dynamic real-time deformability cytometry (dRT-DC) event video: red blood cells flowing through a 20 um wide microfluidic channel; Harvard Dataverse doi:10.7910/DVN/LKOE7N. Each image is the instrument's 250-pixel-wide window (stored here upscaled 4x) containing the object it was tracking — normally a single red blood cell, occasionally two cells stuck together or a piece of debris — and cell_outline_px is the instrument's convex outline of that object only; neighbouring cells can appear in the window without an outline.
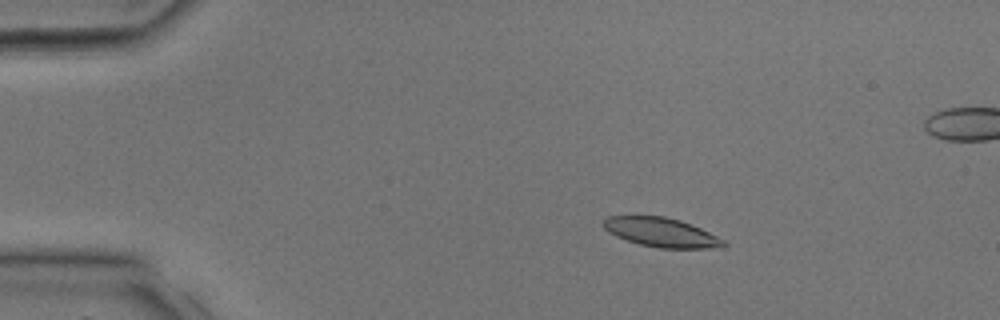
{"species": "common noctule bat (a hibernating species)", "species_latin": "Nyctalus noctula", "temperature_condition": "room temperature", "stored_images_in_passage": 35, "segment_of_instrument_passage": [1, 2], "camera_frame_rate_fps": 3000, "um_per_image_px": 0.085, "animal": {"sex": "male", "body_mass_g": 17.9, "forearm_length_mm": 54.2}, "frame": {"image": 1, "passage_image": 6, "time_ms": 1.667, "image_size_px": [1000, 320], "cell_outline_px": [[728, 244], [724, 248], [660, 248], [640, 244], [616, 236], [608, 232], [600, 224], [608, 216], [664, 216], [680, 220], [692, 224], [724, 240]], "centroid_in_image_um": [56.22, 19.75], "position_along_channel_um": 28.8, "area_um2": 20.46}}
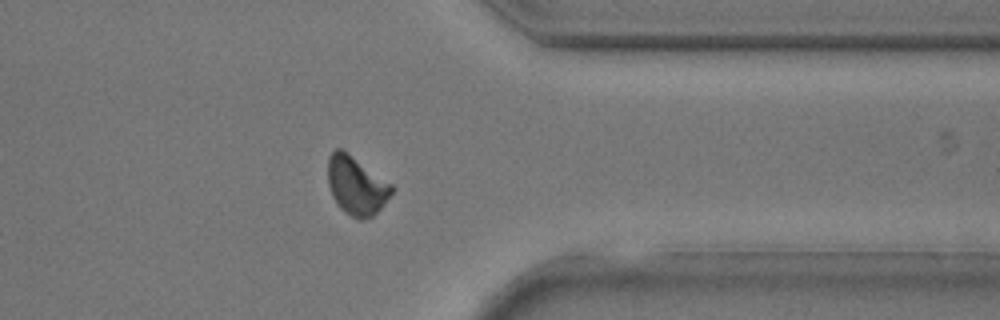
{"frame": {"image": 2, "passage_image": 27, "time_ms": 8.667, "image_size_px": [1000, 320], "cell_outline_px": [[396, 188], [384, 204], [372, 216], [360, 220], [344, 212], [336, 204], [332, 196], [328, 184], [328, 156], [336, 148], [340, 148], [392, 184]], "centroid_in_image_um": [30.28, 15.79], "position_along_channel_um": 381.1, "area_um2": 21.56}}
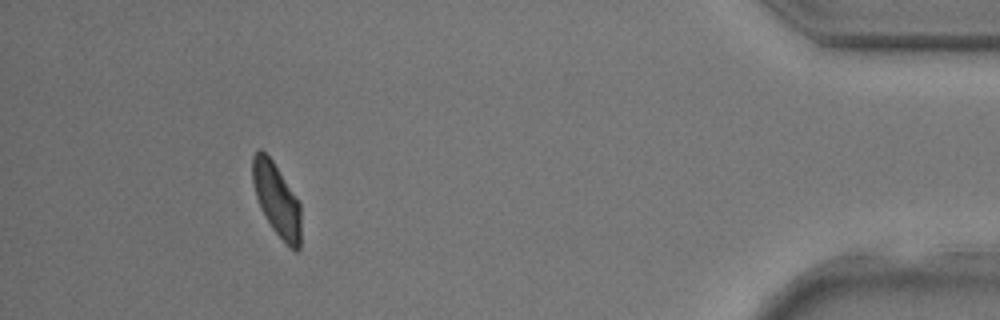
{"frame": {"image": 3, "passage_image": 31, "time_ms": 10.0, "image_size_px": [1000, 320], "cell_outline_px": [[300, 248], [296, 252], [288, 248], [284, 244], [272, 228], [256, 196], [252, 180], [252, 156], [260, 148], [272, 160], [300, 204]], "centroid_in_image_um": [23.52, 17.02], "position_along_channel_um": 411.7, "area_um2": 20.23}}